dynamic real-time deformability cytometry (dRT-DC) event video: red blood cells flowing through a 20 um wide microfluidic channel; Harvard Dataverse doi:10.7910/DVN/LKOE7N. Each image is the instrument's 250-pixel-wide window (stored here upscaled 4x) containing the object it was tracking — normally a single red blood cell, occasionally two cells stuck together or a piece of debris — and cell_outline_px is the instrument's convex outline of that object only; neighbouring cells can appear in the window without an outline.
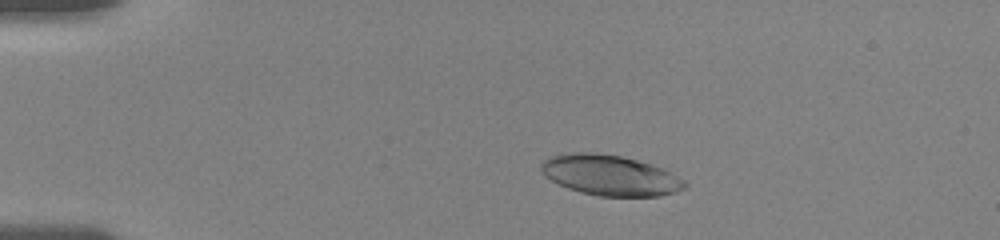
{"species": "human", "species_latin": "Homo sapiens", "temperature_condition": "room temperature", "stored_images_in_passage": 45, "camera_frame_rate_fps": 3000, "um_per_image_px": 0.085, "donor": {"sex": "female"}, "frame": {"image": 1, "passage_image": 1, "time_ms": 0.0, "image_size_px": [1000, 240], "cell_outline_px": [[688, 188], [676, 192], [660, 196], [600, 196], [580, 192], [568, 188], [552, 180], [540, 168], [540, 164], [548, 156], [568, 152], [596, 152], [620, 156], [636, 160], [664, 168], [684, 180], [688, 184]], "centroid_in_image_um": [51.89, 14.89], "position_along_channel_um": 33.1, "area_um2": 33.93}}
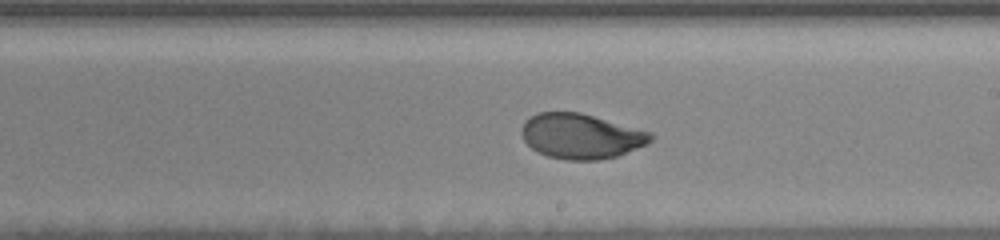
{"frame": {"image": 2, "passage_image": 23, "time_ms": 7.333, "image_size_px": [1000, 240], "cell_outline_px": [[652, 140], [648, 144], [616, 156], [600, 160], [568, 160], [548, 156], [536, 152], [524, 140], [520, 132], [520, 128], [524, 120], [540, 112], [580, 112], [652, 132]], "centroid_in_image_um": [49.37, 11.57], "position_along_channel_um": 239.6, "area_um2": 33.99}}
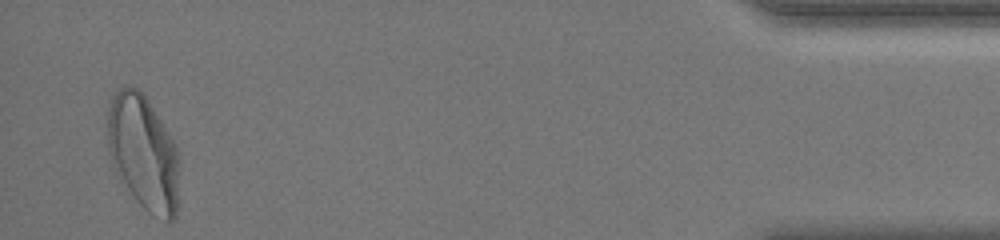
{"frame": {"image": 3, "passage_image": 44, "time_ms": 14.333, "image_size_px": [1000, 240], "cell_outline_px": [[176, 220], [164, 220], [152, 216], [136, 200], [112, 164], [108, 152], [108, 104], [112, 92], [124, 84], [128, 84], [140, 88], [144, 92], [172, 136], [176, 148]], "centroid_in_image_um": [12.14, 12.86], "position_along_channel_um": 423.1, "area_um2": 48.03}, "authors_computed_cell_mechanics": {"area_um2": 34.5066, "velocity_mm_per_s": 3.6131, "shape_relaxation_time_tau1_ms": 3.7916, "shape_relaxation_time_tau2_ms": null, "deformation_change_tau1": 0.1763, "deformation_change_tau2": null}}